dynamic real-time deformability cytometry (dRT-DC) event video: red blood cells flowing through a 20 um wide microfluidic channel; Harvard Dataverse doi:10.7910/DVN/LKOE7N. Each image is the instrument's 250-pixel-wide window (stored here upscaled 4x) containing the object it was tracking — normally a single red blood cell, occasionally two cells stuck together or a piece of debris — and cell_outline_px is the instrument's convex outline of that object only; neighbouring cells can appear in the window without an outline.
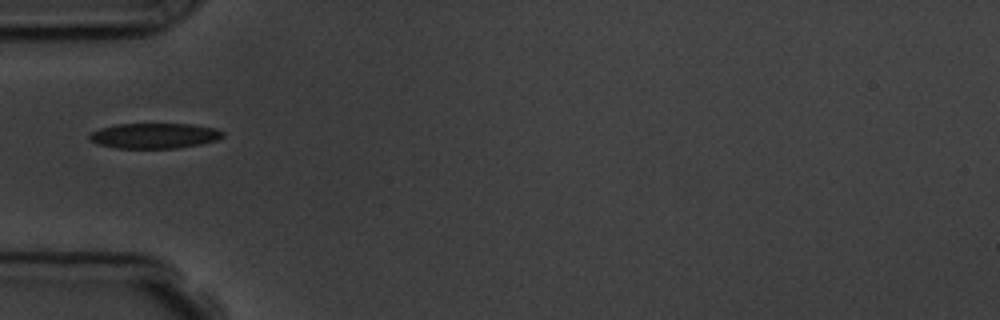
{"species": "common noctule bat (a hibernating species)", "species_latin": "Nyctalus noctula", "temperature_condition": "room temperature", "stored_images_in_passage": 1, "camera_frame_rate_fps": 3000, "um_per_image_px": 0.085, "animal": {"sex": "male", "body_mass_g": 19.5, "forearm_length_mm": 54.6}, "frame": {"image": 1, "passage_image": 1, "time_ms": 0.0, "image_size_px": [1000, 320], "cell_outline_px": [[224, 136], [216, 140], [200, 144], [176, 148], [116, 148], [96, 144], [88, 140], [88, 136], [92, 132], [100, 128], [116, 124], [192, 124], [216, 128], [224, 132]], "centroid_in_image_um": [13.1, 11.54], "position_along_channel_um": 71.9, "area_um2": 19.77}}